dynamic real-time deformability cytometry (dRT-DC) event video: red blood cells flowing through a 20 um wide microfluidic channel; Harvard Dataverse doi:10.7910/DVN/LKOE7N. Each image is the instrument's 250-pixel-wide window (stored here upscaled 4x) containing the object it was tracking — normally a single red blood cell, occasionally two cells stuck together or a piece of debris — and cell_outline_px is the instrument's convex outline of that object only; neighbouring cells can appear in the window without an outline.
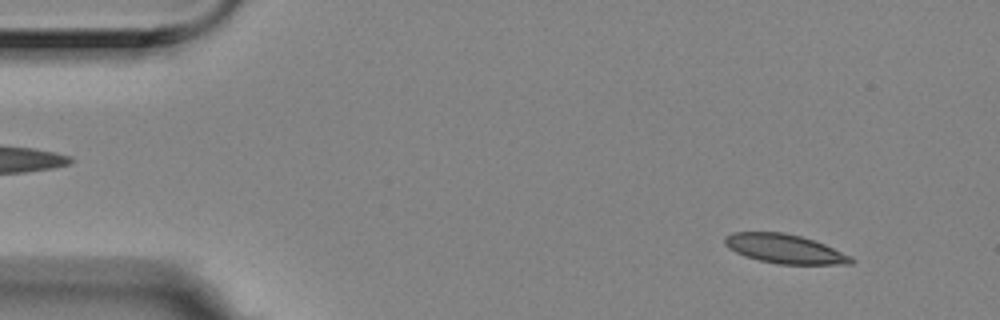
{"species": "Egyptian fruit bat (a non-hibernating species)", "species_latin": "Rousettus aegyptiacus", "temperature_condition": "room temperature", "stored_images_in_passage": 4, "camera_frame_rate_fps": 3000, "um_per_image_px": 0.085, "animal": {"sex": "female"}, "frame": {"image": 1, "passage_image": 1, "time_ms": 0.0, "image_size_px": [1000, 320], "cell_outline_px": [[856, 260], [852, 264], [780, 264], [760, 260], [744, 256], [728, 248], [724, 244], [724, 236], [732, 232], [784, 232], [800, 236], [824, 244], [852, 256]], "centroid_in_image_um": [66.69, 21.15], "position_along_channel_um": 18.3, "area_um2": 21.44}}
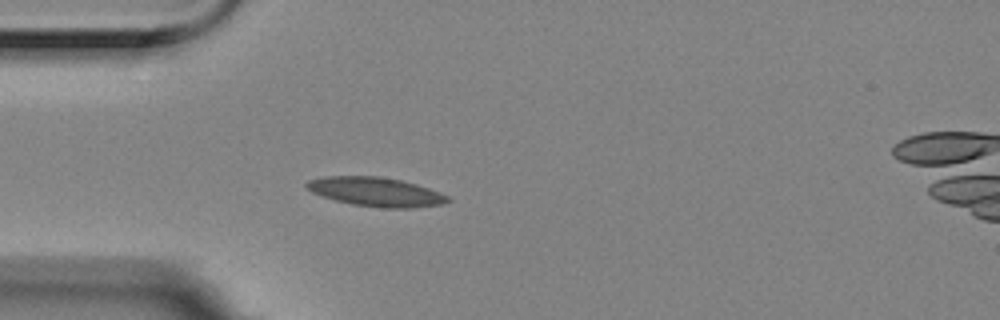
{"frame": {"image": 2, "passage_image": 4, "time_ms": 1.0, "image_size_px": [1000, 320], "cell_outline_px": [[452, 200], [440, 204], [412, 208], [380, 208], [352, 204], [320, 196], [312, 192], [304, 184], [308, 180], [324, 176], [376, 176], [400, 180], [416, 184], [440, 192], [448, 196]], "centroid_in_image_um": [31.93, 16.31], "position_along_channel_um": 53.1, "area_um2": 23.87}}